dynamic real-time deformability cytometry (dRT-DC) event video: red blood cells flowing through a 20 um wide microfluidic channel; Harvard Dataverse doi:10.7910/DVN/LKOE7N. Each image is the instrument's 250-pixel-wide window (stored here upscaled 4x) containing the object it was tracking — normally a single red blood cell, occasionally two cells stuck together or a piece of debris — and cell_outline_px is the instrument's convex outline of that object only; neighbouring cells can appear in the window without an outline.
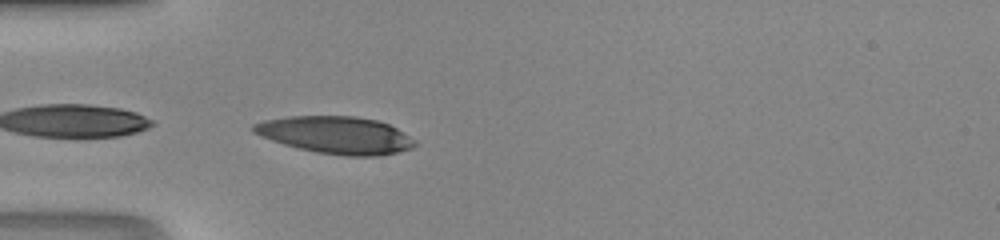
{"species": "human", "species_latin": "Homo sapiens", "temperature_condition": "room temperature", "stored_images_in_passage": 32, "camera_frame_rate_fps": 3000, "um_per_image_px": 0.085, "donor": {"sex": "male"}, "frame": {"image": 1, "passage_image": 1, "time_ms": 0.0, "image_size_px": [1000, 240], "cell_outline_px": [[416, 144], [412, 148], [396, 152], [376, 156], [348, 156], [316, 152], [284, 144], [260, 136], [252, 132], [252, 124], [264, 120], [288, 116], [356, 116], [376, 120], [388, 124], [396, 128], [416, 140]], "centroid_in_image_um": [28.53, 11.47], "position_along_channel_um": 56.5, "area_um2": 34.91}}
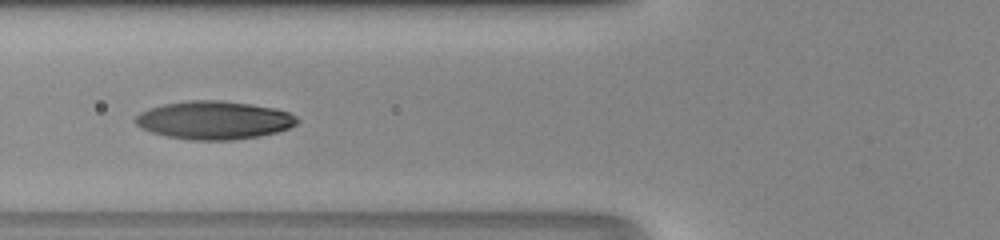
{"frame": {"image": 2, "passage_image": 5, "time_ms": 1.333, "image_size_px": [1000, 240], "cell_outline_px": [[300, 120], [296, 124], [288, 128], [276, 132], [260, 136], [232, 140], [192, 140], [168, 136], [152, 132], [140, 128], [132, 120], [140, 112], [148, 108], [164, 104], [188, 100], [220, 100], [276, 108], [288, 112], [296, 116]], "centroid_in_image_um": [18.17, 10.21], "position_along_channel_um": 107.6, "area_um2": 36.07}}
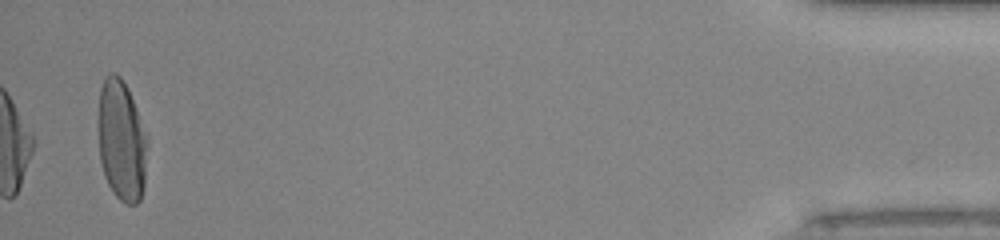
{"frame": {"image": 3, "passage_image": 32, "time_ms": 10.333, "image_size_px": [1000, 240], "cell_outline_px": [[148, 140], [144, 188], [140, 200], [136, 204], [124, 204], [112, 192], [104, 176], [100, 160], [100, 88], [104, 76], [112, 72], [116, 72], [120, 76], [136, 108], [148, 136]], "centroid_in_image_um": [10.36, 12.0], "position_along_channel_um": 424.8, "area_um2": 34.45}}